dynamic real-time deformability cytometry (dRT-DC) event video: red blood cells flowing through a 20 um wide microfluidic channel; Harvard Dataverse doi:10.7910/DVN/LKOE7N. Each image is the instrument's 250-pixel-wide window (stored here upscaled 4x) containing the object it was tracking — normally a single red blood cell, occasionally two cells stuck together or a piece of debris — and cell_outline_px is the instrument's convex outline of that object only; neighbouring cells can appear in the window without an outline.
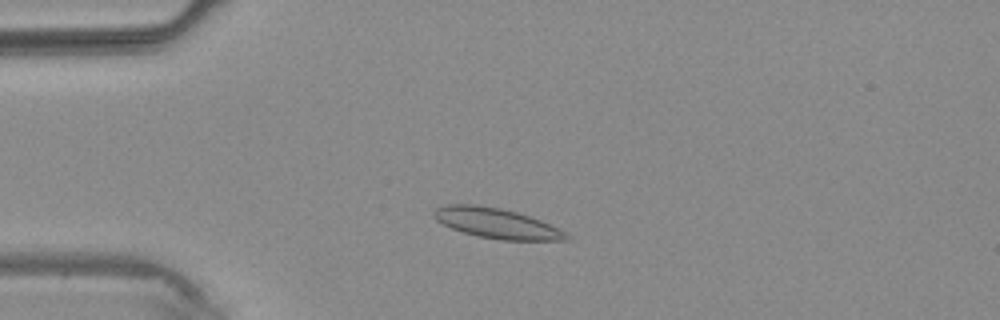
{"species": "common noctule bat (a hibernating species)", "species_latin": "Nyctalus noctula", "temperature_condition": "warm", "stored_images_in_passage": 3, "camera_frame_rate_fps": 3000, "um_per_image_px": 0.085, "animal": {"sex": "male", "body_mass_g": 20.4}, "frame": {"image": 1, "passage_image": 2, "time_ms": 2.333, "image_size_px": [1000, 320], "cell_outline_px": [[572, 240], [500, 240], [476, 236], [452, 228], [436, 220], [432, 216], [432, 212], [436, 208], [444, 204], [476, 204], [500, 208], [516, 212], [540, 220], [572, 236]], "centroid_in_image_um": [42.18, 18.97], "position_along_channel_um": 42.8, "area_um2": 23.24}}